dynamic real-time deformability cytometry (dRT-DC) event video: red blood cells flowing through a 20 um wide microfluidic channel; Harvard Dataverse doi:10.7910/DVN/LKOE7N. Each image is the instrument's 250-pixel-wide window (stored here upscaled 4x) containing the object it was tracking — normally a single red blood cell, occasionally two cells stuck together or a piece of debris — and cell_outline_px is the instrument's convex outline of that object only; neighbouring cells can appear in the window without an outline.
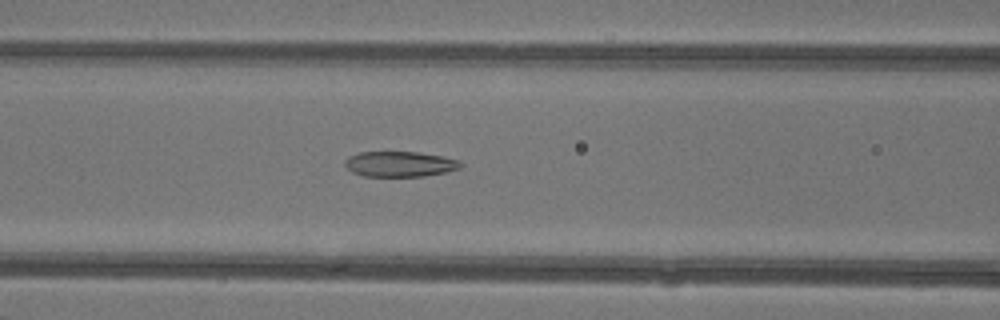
{"species": "common noctule bat (a hibernating species)", "species_latin": "Nyctalus noctula", "temperature_condition": "warm", "stored_images_in_passage": 43, "camera_frame_rate_fps": 3000, "um_per_image_px": 0.085, "animal": {"sex": "female"}, "frame": {"image": 1, "passage_image": 20, "time_ms": 6.333, "image_size_px": [1000, 320], "cell_outline_px": [[464, 164], [460, 168], [444, 172], [424, 176], [364, 176], [352, 172], [344, 164], [344, 160], [348, 156], [360, 152], [420, 152], [444, 156], [460, 160]], "centroid_in_image_um": [34.0, 13.93], "position_along_channel_um": 132.6, "area_um2": 17.22}}
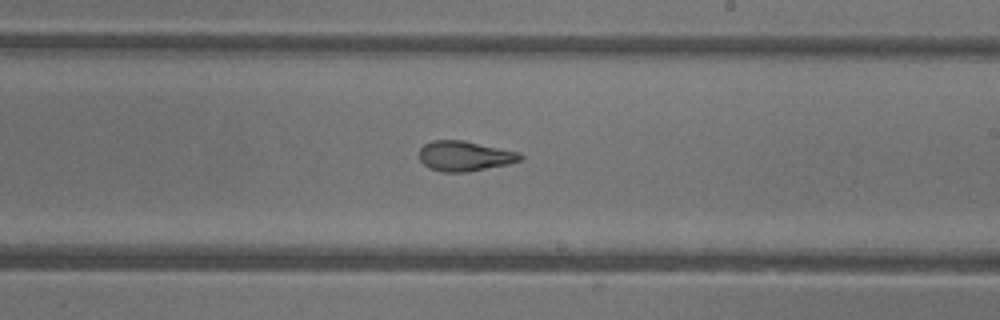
{"frame": {"image": 2, "passage_image": 28, "time_ms": 9.0, "image_size_px": [1000, 320], "cell_outline_px": [[524, 156], [520, 160], [508, 164], [468, 172], [444, 172], [428, 168], [420, 160], [420, 148], [424, 144], [432, 140], [464, 140], [520, 152]], "centroid_in_image_um": [39.5, 13.26], "position_along_channel_um": 249.5, "area_um2": 17.8}}
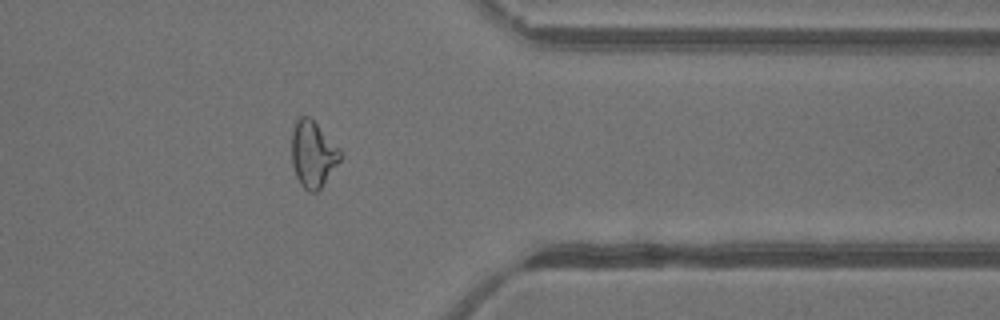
{"frame": {"image": 3, "passage_image": 38, "time_ms": 12.333, "image_size_px": [1000, 320], "cell_outline_px": [[340, 160], [320, 188], [316, 192], [308, 192], [300, 184], [296, 176], [292, 164], [292, 128], [296, 120], [300, 116], [308, 116], [340, 148]], "centroid_in_image_um": [26.57, 13.1], "position_along_channel_um": 384.8, "area_um2": 18.5}, "authors_computed_cell_mechanics": {"area_um2": 19.0162, "velocity_mm_per_s": 4.3821, "shape_relaxation_time_tau1_ms": null, "shape_relaxation_time_tau2_ms": 1.4325, "deformation_change_tau1": null, "deformation_change_tau2": 0.0958}}